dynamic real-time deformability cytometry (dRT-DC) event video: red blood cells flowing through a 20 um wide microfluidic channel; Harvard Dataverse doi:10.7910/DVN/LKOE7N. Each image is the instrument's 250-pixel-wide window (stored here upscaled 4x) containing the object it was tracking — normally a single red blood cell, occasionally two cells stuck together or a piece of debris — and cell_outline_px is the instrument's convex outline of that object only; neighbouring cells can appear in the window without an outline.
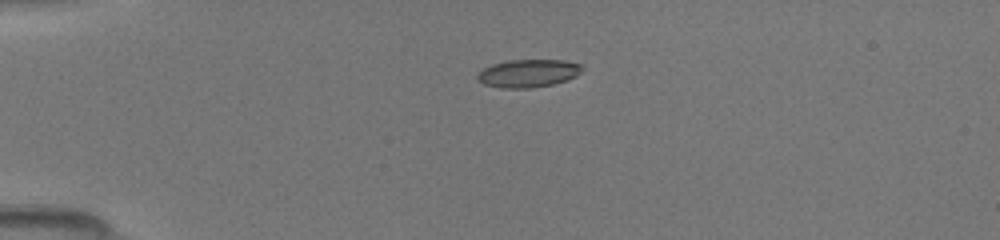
{"species": "common noctule bat (a hibernating species)", "species_latin": "Nyctalus noctula", "temperature_condition": "room temperature", "stored_images_in_passage": 38, "camera_frame_rate_fps": 3000, "um_per_image_px": 0.085, "animal": {"sex": "female", "body_mass_g": 19.5, "forearm_length_mm": 54.1}, "frame": {"image": 1, "passage_image": 1, "time_ms": 0.0, "image_size_px": [1000, 240], "cell_outline_px": [[584, 68], [576, 76], [568, 80], [552, 84], [528, 88], [500, 88], [484, 84], [476, 80], [476, 76], [484, 68], [492, 64], [508, 60], [564, 60], [584, 64]], "centroid_in_image_um": [44.92, 6.22], "position_along_channel_um": 40.1, "area_um2": 17.17}}
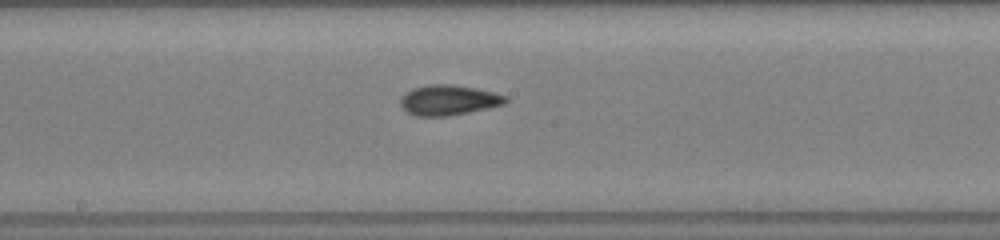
{"frame": {"image": 2, "passage_image": 16, "time_ms": 5.0, "image_size_px": [1000, 240], "cell_outline_px": [[508, 100], [504, 104], [488, 108], [448, 116], [416, 116], [400, 108], [400, 96], [416, 88], [432, 84], [448, 84], [476, 88], [508, 96]], "centroid_in_image_um": [38.12, 8.52], "position_along_channel_um": 210.1, "area_um2": 18.38}}
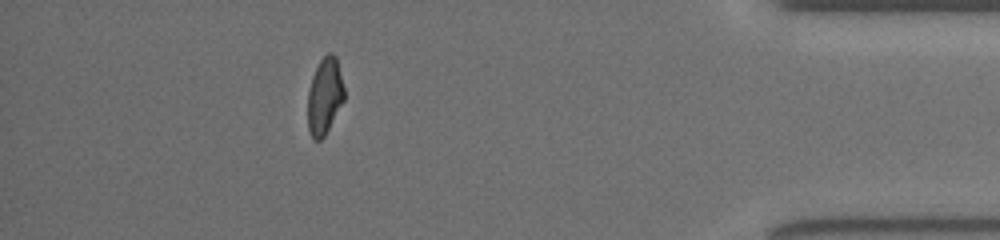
{"frame": {"image": 3, "passage_image": 33, "time_ms": 10.667, "image_size_px": [1000, 240], "cell_outline_px": [[344, 100], [324, 136], [320, 140], [312, 140], [308, 128], [308, 92], [312, 76], [320, 60], [328, 52], [332, 52], [336, 56], [344, 88]], "centroid_in_image_um": [27.59, 8.16], "position_along_channel_um": 407.6, "area_um2": 16.18}}